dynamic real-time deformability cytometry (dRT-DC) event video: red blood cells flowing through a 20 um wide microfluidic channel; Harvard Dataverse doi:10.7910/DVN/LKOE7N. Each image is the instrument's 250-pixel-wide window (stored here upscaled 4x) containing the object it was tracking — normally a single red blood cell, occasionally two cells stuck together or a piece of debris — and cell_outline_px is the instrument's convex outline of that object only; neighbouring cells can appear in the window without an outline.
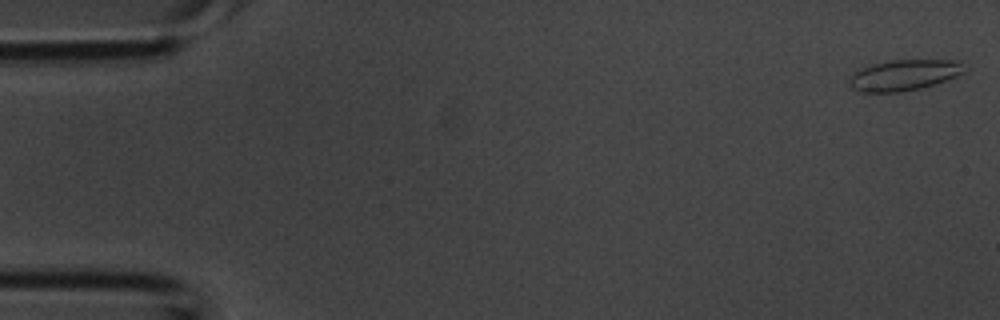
{"species": "common noctule bat (a hibernating species)", "species_latin": "Nyctalus noctula", "temperature_condition": "room temperature", "stored_images_in_passage": 42, "camera_frame_rate_fps": 3000, "um_per_image_px": 0.085, "animal": {"sex": "male", "body_mass_g": 20.1, "forearm_length_mm": 53.5}, "frame": {"image": 1, "passage_image": 1, "time_ms": 0.0, "image_size_px": [1000, 320], "cell_outline_px": [[964, 72], [956, 76], [920, 88], [900, 92], [864, 92], [852, 88], [848, 84], [848, 80], [856, 72], [872, 64], [888, 60], [956, 60], [960, 64]], "centroid_in_image_um": [76.79, 6.38], "position_along_channel_um": 8.2, "area_um2": 20.17}}
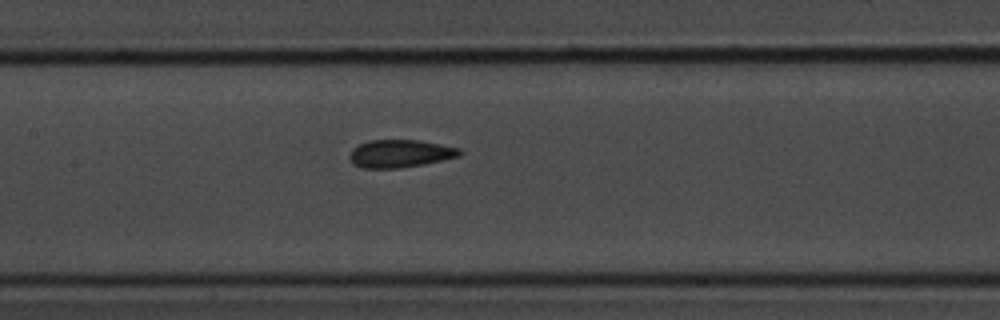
{"frame": {"image": 2, "passage_image": 20, "time_ms": 6.333, "image_size_px": [1000, 320], "cell_outline_px": [[464, 152], [460, 156], [424, 164], [400, 168], [364, 168], [352, 164], [348, 156], [352, 148], [368, 140], [416, 140], [440, 144], [460, 148]], "centroid_in_image_um": [34.0, 13.05], "position_along_channel_um": 173.4, "area_um2": 17.92}}
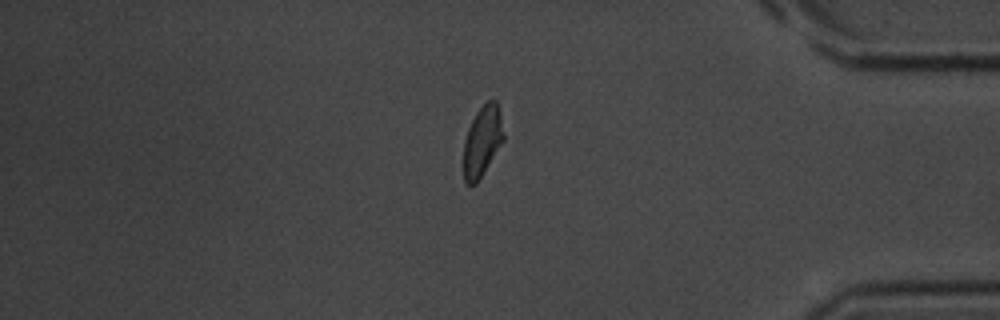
{"frame": {"image": 3, "passage_image": 36, "time_ms": 11.667, "image_size_px": [1000, 320], "cell_outline_px": [[504, 140], [476, 184], [468, 184], [464, 180], [464, 140], [468, 128], [476, 112], [488, 100], [496, 100], [500, 112], [504, 136]], "centroid_in_image_um": [41.0, 11.98], "position_along_channel_um": 394.2, "area_um2": 16.24}}